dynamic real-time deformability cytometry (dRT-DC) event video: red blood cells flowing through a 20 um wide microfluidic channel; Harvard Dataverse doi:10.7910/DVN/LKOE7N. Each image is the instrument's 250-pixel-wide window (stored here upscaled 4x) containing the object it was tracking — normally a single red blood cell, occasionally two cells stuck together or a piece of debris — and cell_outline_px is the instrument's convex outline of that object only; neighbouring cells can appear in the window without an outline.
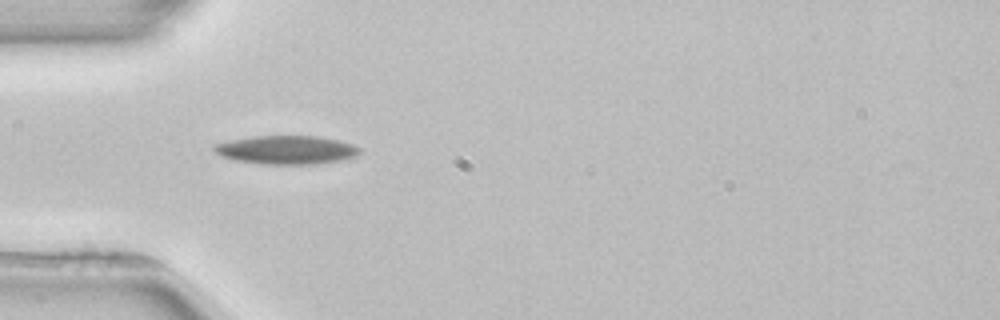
{"species": "common noctule bat (a hibernating species)", "species_latin": "Nyctalus noctula", "temperature_condition": "room temperature", "stored_images_in_passage": 37, "camera_frame_rate_fps": 3000, "um_per_image_px": 0.085, "animal": {"sex": "female", "body_mass_g": 22.7, "forearm_length_mm": 54.2}, "frame": {"image": 1, "passage_image": 1, "time_ms": 0.0, "image_size_px": [1000, 320], "cell_outline_px": [[360, 152], [356, 156], [344, 160], [316, 164], [264, 164], [236, 160], [220, 156], [212, 148], [212, 144], [252, 136], [320, 136], [352, 144], [360, 148]], "centroid_in_image_um": [24.35, 12.74], "position_along_channel_um": 60.7, "area_um2": 24.28}}
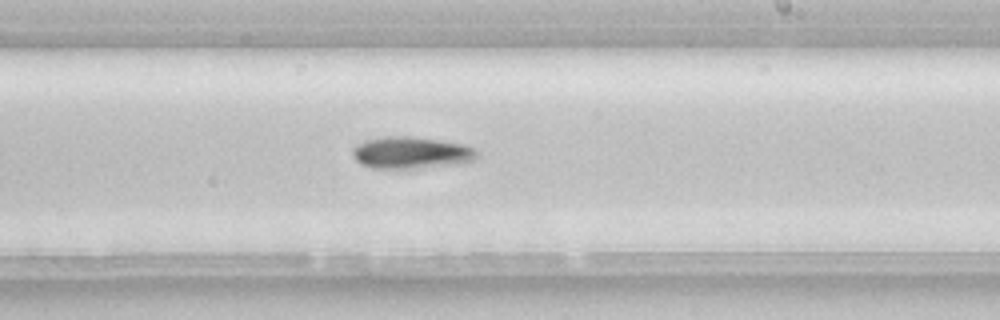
{"frame": {"image": 2, "passage_image": 16, "time_ms": 5.0, "image_size_px": [1000, 320], "cell_outline_px": [[480, 156], [476, 160], [460, 164], [412, 168], [372, 168], [360, 164], [352, 156], [352, 148], [356, 144], [364, 140], [384, 136], [416, 136], [464, 144], [472, 148]], "centroid_in_image_um": [34.94, 12.97], "position_along_channel_um": 254.1, "area_um2": 23.47}, "authors_computed_cell_mechanics": {"area_um2": 22.542, "velocity_mm_per_s": 3.9248, "shape_relaxation_time_tau1_ms": 4.4397, "shape_relaxation_time_tau2_ms": null, "deformation_change_tau1": 0.0853, "deformation_change_tau2": null}}